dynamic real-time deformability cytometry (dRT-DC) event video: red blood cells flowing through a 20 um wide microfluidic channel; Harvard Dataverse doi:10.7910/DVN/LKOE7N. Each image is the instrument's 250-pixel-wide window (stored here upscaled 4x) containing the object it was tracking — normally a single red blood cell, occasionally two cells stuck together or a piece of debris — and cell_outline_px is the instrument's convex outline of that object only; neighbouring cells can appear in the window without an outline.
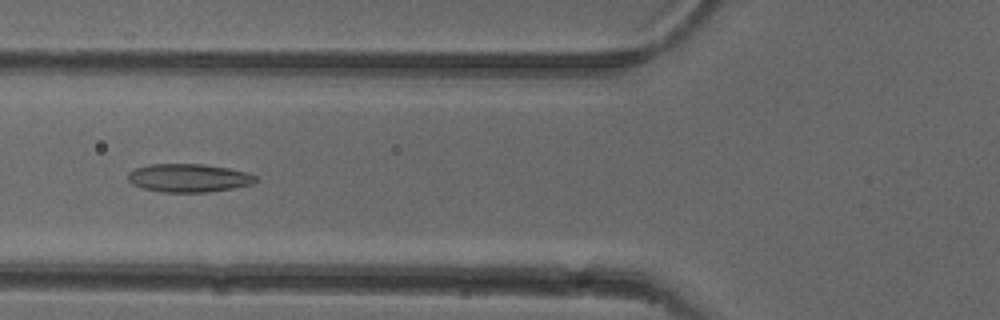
{"species": "common noctule bat (a hibernating species)", "species_latin": "Nyctalus noctula", "temperature_condition": "cold", "stored_images_in_passage": 46, "camera_frame_rate_fps": 3000, "um_per_image_px": 0.085, "animal": {"sex": "female"}, "frame": {"image": 1, "passage_image": 13, "time_ms": 4.0, "image_size_px": [1000, 320], "cell_outline_px": [[256, 180], [252, 184], [232, 188], [208, 192], [164, 192], [144, 188], [132, 184], [128, 180], [128, 172], [136, 168], [148, 164], [204, 164], [228, 168], [248, 172], [256, 176]], "centroid_in_image_um": [16.03, 15.12], "position_along_channel_um": 109.8, "area_um2": 20.98}}
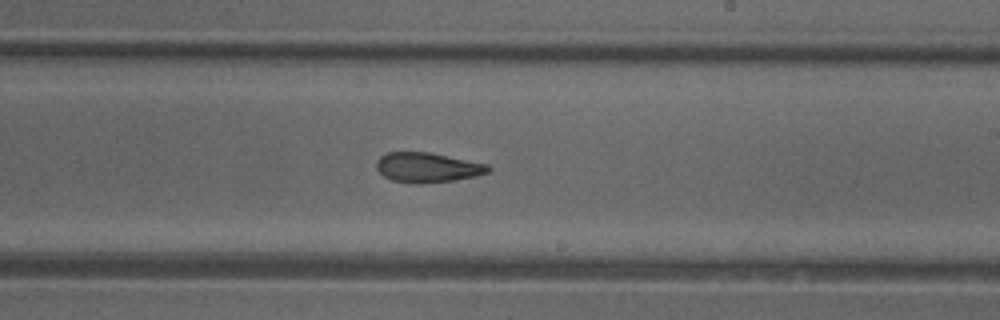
{"frame": {"image": 2, "passage_image": 24, "time_ms": 7.667, "image_size_px": [1000, 320], "cell_outline_px": [[492, 168], [488, 172], [476, 176], [452, 180], [420, 184], [416, 184], [392, 180], [384, 176], [376, 168], [376, 160], [380, 156], [388, 152], [428, 152], [488, 164]], "centroid_in_image_um": [36.32, 14.23], "position_along_channel_um": 252.7, "area_um2": 19.36}}
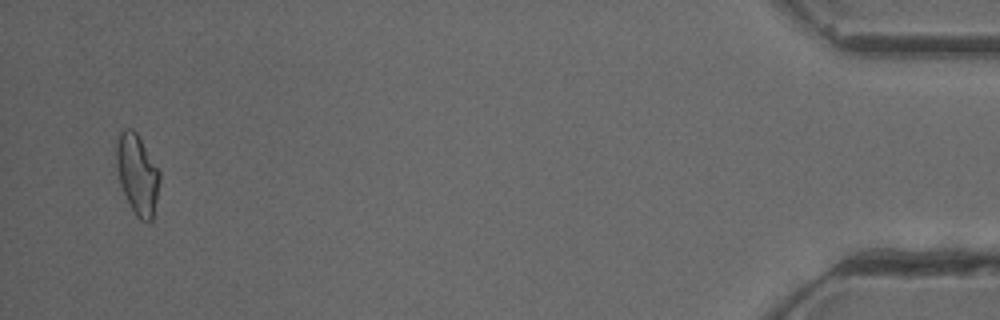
{"frame": {"image": 3, "passage_image": 44, "time_ms": 14.333, "image_size_px": [1000, 320], "cell_outline_px": [[160, 180], [152, 220], [148, 224], [140, 220], [136, 216], [120, 184], [116, 168], [116, 144], [120, 132], [124, 128], [132, 128], [136, 132], [160, 172]], "centroid_in_image_um": [11.66, 14.82], "position_along_channel_um": 423.5, "area_um2": 20.06}, "authors_computed_cell_mechanics": {"area_um2": 20.1144, "velocity_mm_per_s": 3.89, "shape_relaxation_time_tau1_ms": 9.5977, "shape_relaxation_time_tau2_ms": 2.2585, "deformation_change_tau1": 0.236, "deformation_change_tau2": 0.1077}}